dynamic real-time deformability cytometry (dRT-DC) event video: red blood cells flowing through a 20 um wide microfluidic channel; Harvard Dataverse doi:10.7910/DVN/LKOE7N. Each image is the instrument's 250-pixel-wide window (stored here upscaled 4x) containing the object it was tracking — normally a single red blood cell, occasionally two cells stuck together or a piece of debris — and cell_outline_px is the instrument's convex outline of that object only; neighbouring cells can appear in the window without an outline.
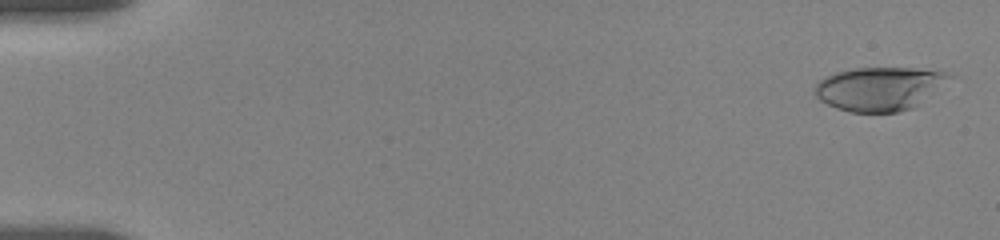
{"species": "human", "species_latin": "Homo sapiens", "temperature_condition": "room temperature", "stored_images_in_passage": 20, "camera_frame_rate_fps": 3000, "um_per_image_px": 0.085, "donor": {"sex": "female"}, "frame": {"image": 1, "passage_image": 2, "time_ms": 0.333, "image_size_px": [1000, 240], "cell_outline_px": [[956, 76], [912, 108], [900, 112], [848, 112], [836, 108], [820, 100], [812, 92], [812, 88], [824, 76], [836, 72], [852, 68], [912, 68], [948, 72]], "centroid_in_image_um": [74.73, 7.53], "position_along_channel_um": 10.3, "area_um2": 34.39}}
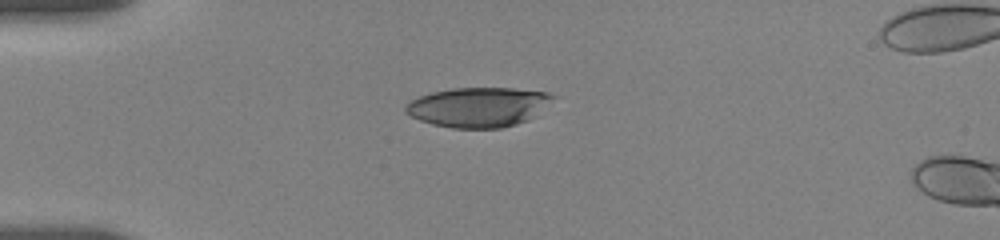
{"frame": {"image": 2, "passage_image": 16, "time_ms": 4.667, "image_size_px": [1000, 240], "cell_outline_px": [[556, 96], [536, 116], [528, 120], [516, 124], [500, 128], [452, 128], [432, 124], [420, 120], [404, 112], [404, 108], [412, 100], [420, 96], [432, 92], [452, 88], [512, 88], [548, 92]], "centroid_in_image_um": [40.68, 9.1], "position_along_channel_um": 44.3, "area_um2": 34.04}}